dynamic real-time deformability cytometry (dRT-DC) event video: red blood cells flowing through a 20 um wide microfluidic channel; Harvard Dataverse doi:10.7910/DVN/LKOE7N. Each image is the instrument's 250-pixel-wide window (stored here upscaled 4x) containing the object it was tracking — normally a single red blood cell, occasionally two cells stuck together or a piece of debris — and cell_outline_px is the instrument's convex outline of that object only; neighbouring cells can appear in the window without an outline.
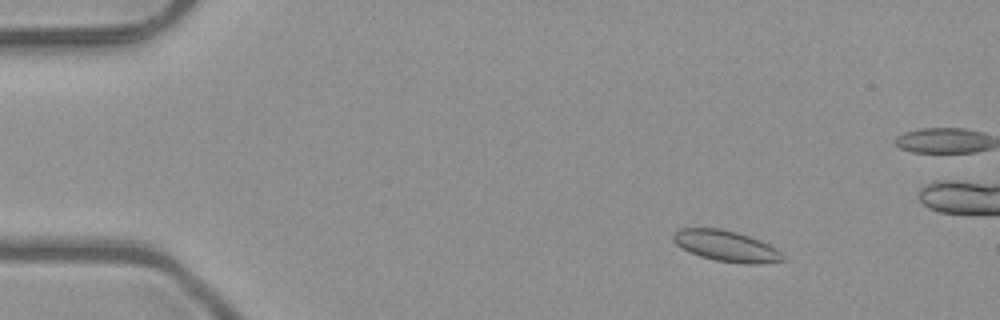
{"species": "common noctule bat (a hibernating species)", "species_latin": "Nyctalus noctula", "temperature_condition": "room temperature", "stored_images_in_passage": 48, "camera_frame_rate_fps": 3000, "um_per_image_px": 0.085, "animal": {"sex": "male", "body_mass_g": 23.1, "forearm_length_mm": 52.7}, "frame": {"image": 1, "passage_image": 3, "time_ms": 0.667, "image_size_px": [1000, 320], "cell_outline_px": [[784, 260], [764, 264], [744, 264], [716, 260], [700, 256], [688, 252], [676, 244], [672, 240], [672, 236], [680, 228], [720, 228], [736, 232], [760, 240], [776, 248], [784, 256]], "centroid_in_image_um": [61.72, 20.92], "position_along_channel_um": 23.3, "area_um2": 19.77}}
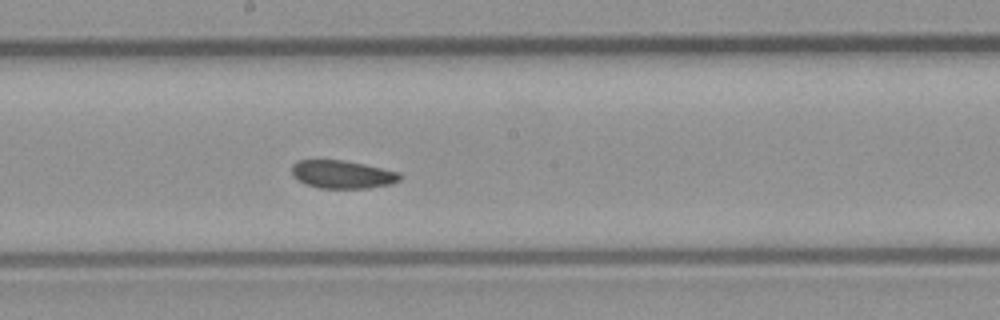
{"frame": {"image": 2, "passage_image": 24, "time_ms": 7.667, "image_size_px": [1000, 320], "cell_outline_px": [[400, 180], [392, 184], [368, 188], [320, 188], [304, 184], [292, 176], [292, 164], [296, 160], [344, 160], [364, 164], [400, 172]], "centroid_in_image_um": [29.08, 14.82], "position_along_channel_um": 219.1, "area_um2": 17.8}}
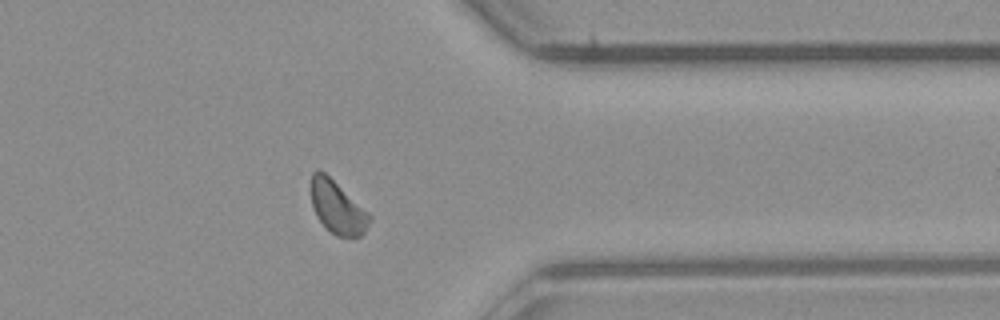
{"frame": {"image": 3, "passage_image": 37, "time_ms": 12.0, "image_size_px": [1000, 320], "cell_outline_px": [[372, 220], [364, 232], [360, 236], [352, 240], [336, 236], [324, 228], [316, 216], [312, 204], [308, 184], [312, 172], [316, 168], [324, 172], [368, 212], [372, 216]], "centroid_in_image_um": [28.64, 17.65], "position_along_channel_um": 382.8, "area_um2": 18.61}, "authors_computed_cell_mechanics": {"area_um2": 18.4382, "velocity_mm_per_s": 4.0085, "shape_relaxation_time_tau1_ms": null, "shape_relaxation_time_tau2_ms": 2.8225, "deformation_change_tau1": null, "deformation_change_tau2": 0.0534}}